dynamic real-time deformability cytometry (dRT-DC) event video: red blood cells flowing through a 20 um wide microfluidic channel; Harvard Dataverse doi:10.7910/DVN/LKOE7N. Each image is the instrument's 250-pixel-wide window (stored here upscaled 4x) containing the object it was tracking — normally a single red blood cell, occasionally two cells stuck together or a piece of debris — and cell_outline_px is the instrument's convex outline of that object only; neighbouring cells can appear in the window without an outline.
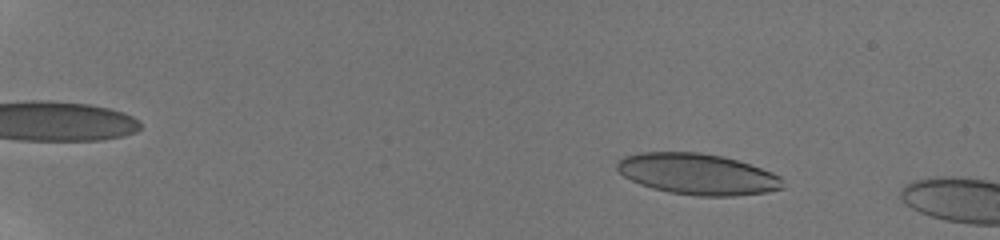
{"species": "human", "species_latin": "Homo sapiens", "temperature_condition": "room temperature", "stored_images_in_passage": 12, "camera_frame_rate_fps": 3000, "um_per_image_px": 0.085, "donor": {"sex": "male"}, "frame": {"image": 1, "passage_image": 6, "time_ms": 1.667, "image_size_px": [1000, 240], "cell_outline_px": [[784, 188], [768, 192], [736, 196], [700, 196], [668, 192], [652, 188], [640, 184], [624, 176], [616, 168], [616, 164], [624, 156], [640, 152], [700, 152], [724, 156], [772, 172], [780, 176], [784, 180]], "centroid_in_image_um": [59.31, 14.8], "position_along_channel_um": 25.7, "area_um2": 39.77}}